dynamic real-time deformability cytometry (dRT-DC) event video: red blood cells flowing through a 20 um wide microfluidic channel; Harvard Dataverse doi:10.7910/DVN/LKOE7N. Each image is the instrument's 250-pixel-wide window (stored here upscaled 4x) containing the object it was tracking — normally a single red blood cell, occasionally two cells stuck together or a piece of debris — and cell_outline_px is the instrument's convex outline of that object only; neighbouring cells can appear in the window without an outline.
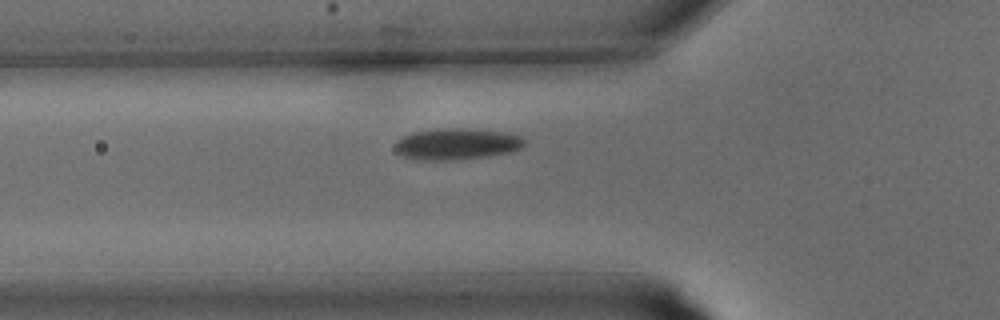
{"species": "common noctule bat (a hibernating species)", "species_latin": "Nyctalus noctula", "temperature_condition": "warm", "stored_images_in_passage": 23, "camera_frame_rate_fps": 3000, "um_per_image_px": 0.085, "animal": {"sex": "male", "body_mass_g": 15.6}, "frame": {"image": 1, "passage_image": 4, "time_ms": 1.0, "image_size_px": [1000, 320], "cell_outline_px": [[524, 144], [520, 148], [512, 152], [488, 156], [452, 160], [420, 160], [404, 156], [396, 152], [396, 144], [404, 136], [412, 132], [436, 128], [468, 128], [504, 132], [520, 136], [524, 140]], "centroid_in_image_um": [38.83, 12.23], "position_along_channel_um": 87.0, "area_um2": 23.58}}
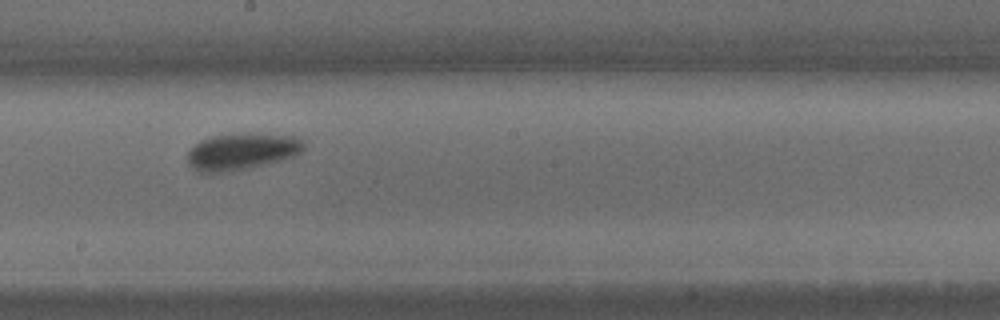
{"frame": {"image": 2, "passage_image": 11, "time_ms": 3.333, "image_size_px": [1000, 320], "cell_outline_px": [[304, 148], [300, 152], [292, 156], [280, 160], [228, 172], [196, 172], [188, 164], [188, 152], [200, 140], [212, 136], [296, 136], [304, 144]], "centroid_in_image_um": [20.47, 12.93], "position_along_channel_um": 227.7, "area_um2": 23.52}}
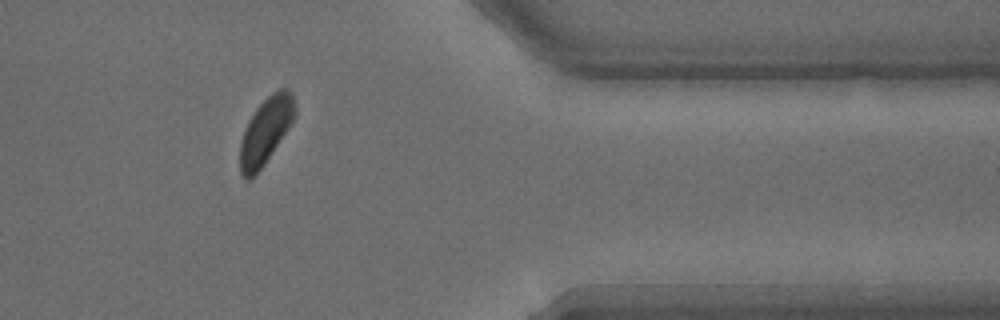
{"frame": {"image": 3, "passage_image": 20, "time_ms": 6.333, "image_size_px": [1000, 320], "cell_outline_px": [[296, 116], [256, 176], [248, 180], [244, 180], [240, 172], [240, 144], [248, 120], [256, 108], [272, 92], [280, 88], [288, 88], [292, 92], [296, 108]], "centroid_in_image_um": [22.59, 11.12], "position_along_channel_um": 388.8, "area_um2": 21.21}}